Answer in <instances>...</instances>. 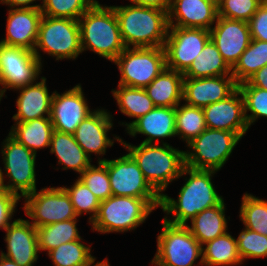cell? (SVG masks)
Listing matches in <instances>:
<instances>
[{"label": "cell", "mask_w": 267, "mask_h": 266, "mask_svg": "<svg viewBox=\"0 0 267 266\" xmlns=\"http://www.w3.org/2000/svg\"><path fill=\"white\" fill-rule=\"evenodd\" d=\"M202 245L186 225H174L163 219L157 236V253L151 261L155 266H203ZM197 259L200 262L197 263Z\"/></svg>", "instance_id": "8"}, {"label": "cell", "mask_w": 267, "mask_h": 266, "mask_svg": "<svg viewBox=\"0 0 267 266\" xmlns=\"http://www.w3.org/2000/svg\"><path fill=\"white\" fill-rule=\"evenodd\" d=\"M50 153L55 154L62 170L71 169L81 174L92 162L82 147L76 142L73 134L54 130L51 136Z\"/></svg>", "instance_id": "26"}, {"label": "cell", "mask_w": 267, "mask_h": 266, "mask_svg": "<svg viewBox=\"0 0 267 266\" xmlns=\"http://www.w3.org/2000/svg\"><path fill=\"white\" fill-rule=\"evenodd\" d=\"M121 125H125L127 133L133 137L136 134L146 135V139L142 143L155 144L157 141L161 144H168L159 140L176 136L175 107L156 106L137 120L126 124L122 122Z\"/></svg>", "instance_id": "23"}, {"label": "cell", "mask_w": 267, "mask_h": 266, "mask_svg": "<svg viewBox=\"0 0 267 266\" xmlns=\"http://www.w3.org/2000/svg\"><path fill=\"white\" fill-rule=\"evenodd\" d=\"M201 259L203 266H237L243 264L238 253L236 238L228 232L203 244Z\"/></svg>", "instance_id": "30"}, {"label": "cell", "mask_w": 267, "mask_h": 266, "mask_svg": "<svg viewBox=\"0 0 267 266\" xmlns=\"http://www.w3.org/2000/svg\"><path fill=\"white\" fill-rule=\"evenodd\" d=\"M89 266H110L108 259H104L103 261H98L95 264V260Z\"/></svg>", "instance_id": "49"}, {"label": "cell", "mask_w": 267, "mask_h": 266, "mask_svg": "<svg viewBox=\"0 0 267 266\" xmlns=\"http://www.w3.org/2000/svg\"><path fill=\"white\" fill-rule=\"evenodd\" d=\"M111 92L121 113L135 120L156 107L144 88L118 85V89Z\"/></svg>", "instance_id": "31"}, {"label": "cell", "mask_w": 267, "mask_h": 266, "mask_svg": "<svg viewBox=\"0 0 267 266\" xmlns=\"http://www.w3.org/2000/svg\"><path fill=\"white\" fill-rule=\"evenodd\" d=\"M131 3L145 6V7H155L168 12L172 0H129Z\"/></svg>", "instance_id": "46"}, {"label": "cell", "mask_w": 267, "mask_h": 266, "mask_svg": "<svg viewBox=\"0 0 267 266\" xmlns=\"http://www.w3.org/2000/svg\"><path fill=\"white\" fill-rule=\"evenodd\" d=\"M225 205L223 199L218 205L205 209L193 217L190 220L191 226L186 224V227L201 245L227 232L228 221L225 216Z\"/></svg>", "instance_id": "27"}, {"label": "cell", "mask_w": 267, "mask_h": 266, "mask_svg": "<svg viewBox=\"0 0 267 266\" xmlns=\"http://www.w3.org/2000/svg\"><path fill=\"white\" fill-rule=\"evenodd\" d=\"M7 253L1 255L15 261L19 266H34L38 259V235L36 227L22 218L14 221L5 229Z\"/></svg>", "instance_id": "20"}, {"label": "cell", "mask_w": 267, "mask_h": 266, "mask_svg": "<svg viewBox=\"0 0 267 266\" xmlns=\"http://www.w3.org/2000/svg\"><path fill=\"white\" fill-rule=\"evenodd\" d=\"M112 115L107 110L95 109L89 114L76 128L74 138L82 147L87 156L91 159V154L99 155L98 162H104L100 156L106 153L107 147H112L114 140L121 143L122 138L119 136L108 137V132L113 128Z\"/></svg>", "instance_id": "15"}, {"label": "cell", "mask_w": 267, "mask_h": 266, "mask_svg": "<svg viewBox=\"0 0 267 266\" xmlns=\"http://www.w3.org/2000/svg\"><path fill=\"white\" fill-rule=\"evenodd\" d=\"M236 242L242 262L248 258H267V236L244 228Z\"/></svg>", "instance_id": "41"}, {"label": "cell", "mask_w": 267, "mask_h": 266, "mask_svg": "<svg viewBox=\"0 0 267 266\" xmlns=\"http://www.w3.org/2000/svg\"><path fill=\"white\" fill-rule=\"evenodd\" d=\"M240 140L237 133L206 128L187 143L192 150L184 151L185 166L197 170L219 171Z\"/></svg>", "instance_id": "7"}, {"label": "cell", "mask_w": 267, "mask_h": 266, "mask_svg": "<svg viewBox=\"0 0 267 266\" xmlns=\"http://www.w3.org/2000/svg\"><path fill=\"white\" fill-rule=\"evenodd\" d=\"M41 9L10 8L8 10L6 37L0 43L33 51L38 38Z\"/></svg>", "instance_id": "22"}, {"label": "cell", "mask_w": 267, "mask_h": 266, "mask_svg": "<svg viewBox=\"0 0 267 266\" xmlns=\"http://www.w3.org/2000/svg\"><path fill=\"white\" fill-rule=\"evenodd\" d=\"M210 29L211 40L232 68L251 41L249 24L243 20H231L218 16Z\"/></svg>", "instance_id": "17"}, {"label": "cell", "mask_w": 267, "mask_h": 266, "mask_svg": "<svg viewBox=\"0 0 267 266\" xmlns=\"http://www.w3.org/2000/svg\"><path fill=\"white\" fill-rule=\"evenodd\" d=\"M41 81L17 88L19 96L16 99L17 113L13 115L15 122L50 117L53 93L50 95L46 85V78Z\"/></svg>", "instance_id": "24"}, {"label": "cell", "mask_w": 267, "mask_h": 266, "mask_svg": "<svg viewBox=\"0 0 267 266\" xmlns=\"http://www.w3.org/2000/svg\"><path fill=\"white\" fill-rule=\"evenodd\" d=\"M176 136L189 143L198 137L207 127L203 108L178 104L175 107Z\"/></svg>", "instance_id": "34"}, {"label": "cell", "mask_w": 267, "mask_h": 266, "mask_svg": "<svg viewBox=\"0 0 267 266\" xmlns=\"http://www.w3.org/2000/svg\"><path fill=\"white\" fill-rule=\"evenodd\" d=\"M238 84L232 75L184 78L183 100L187 105L204 108L230 96Z\"/></svg>", "instance_id": "19"}, {"label": "cell", "mask_w": 267, "mask_h": 266, "mask_svg": "<svg viewBox=\"0 0 267 266\" xmlns=\"http://www.w3.org/2000/svg\"><path fill=\"white\" fill-rule=\"evenodd\" d=\"M240 221L245 228L267 236V201L245 193L240 206Z\"/></svg>", "instance_id": "36"}, {"label": "cell", "mask_w": 267, "mask_h": 266, "mask_svg": "<svg viewBox=\"0 0 267 266\" xmlns=\"http://www.w3.org/2000/svg\"><path fill=\"white\" fill-rule=\"evenodd\" d=\"M264 0H217L218 16L248 22Z\"/></svg>", "instance_id": "42"}, {"label": "cell", "mask_w": 267, "mask_h": 266, "mask_svg": "<svg viewBox=\"0 0 267 266\" xmlns=\"http://www.w3.org/2000/svg\"><path fill=\"white\" fill-rule=\"evenodd\" d=\"M183 73L165 68L144 89L155 106L176 107L183 100Z\"/></svg>", "instance_id": "25"}, {"label": "cell", "mask_w": 267, "mask_h": 266, "mask_svg": "<svg viewBox=\"0 0 267 266\" xmlns=\"http://www.w3.org/2000/svg\"><path fill=\"white\" fill-rule=\"evenodd\" d=\"M4 181H5L4 173L2 168L0 167V190L4 189Z\"/></svg>", "instance_id": "50"}, {"label": "cell", "mask_w": 267, "mask_h": 266, "mask_svg": "<svg viewBox=\"0 0 267 266\" xmlns=\"http://www.w3.org/2000/svg\"><path fill=\"white\" fill-rule=\"evenodd\" d=\"M210 39V30L169 26L164 45L166 68L184 73Z\"/></svg>", "instance_id": "13"}, {"label": "cell", "mask_w": 267, "mask_h": 266, "mask_svg": "<svg viewBox=\"0 0 267 266\" xmlns=\"http://www.w3.org/2000/svg\"><path fill=\"white\" fill-rule=\"evenodd\" d=\"M41 70L42 62L33 51L0 43V98L7 89L35 83Z\"/></svg>", "instance_id": "12"}, {"label": "cell", "mask_w": 267, "mask_h": 266, "mask_svg": "<svg viewBox=\"0 0 267 266\" xmlns=\"http://www.w3.org/2000/svg\"><path fill=\"white\" fill-rule=\"evenodd\" d=\"M82 240L66 242L48 252L54 266H89L96 260L90 246H86Z\"/></svg>", "instance_id": "35"}, {"label": "cell", "mask_w": 267, "mask_h": 266, "mask_svg": "<svg viewBox=\"0 0 267 266\" xmlns=\"http://www.w3.org/2000/svg\"><path fill=\"white\" fill-rule=\"evenodd\" d=\"M238 86H254L267 90V65L255 72L245 82L238 84Z\"/></svg>", "instance_id": "45"}, {"label": "cell", "mask_w": 267, "mask_h": 266, "mask_svg": "<svg viewBox=\"0 0 267 266\" xmlns=\"http://www.w3.org/2000/svg\"><path fill=\"white\" fill-rule=\"evenodd\" d=\"M81 84L61 93L53 92L50 120L54 130L74 134L79 124L93 111L85 99Z\"/></svg>", "instance_id": "16"}, {"label": "cell", "mask_w": 267, "mask_h": 266, "mask_svg": "<svg viewBox=\"0 0 267 266\" xmlns=\"http://www.w3.org/2000/svg\"><path fill=\"white\" fill-rule=\"evenodd\" d=\"M39 50L55 57L58 61L62 59L75 60L82 53L79 21L43 15L33 50L41 62L42 57Z\"/></svg>", "instance_id": "6"}, {"label": "cell", "mask_w": 267, "mask_h": 266, "mask_svg": "<svg viewBox=\"0 0 267 266\" xmlns=\"http://www.w3.org/2000/svg\"><path fill=\"white\" fill-rule=\"evenodd\" d=\"M265 65H267V42L251 39L247 49L232 67V76L235 82L240 84Z\"/></svg>", "instance_id": "33"}, {"label": "cell", "mask_w": 267, "mask_h": 266, "mask_svg": "<svg viewBox=\"0 0 267 266\" xmlns=\"http://www.w3.org/2000/svg\"><path fill=\"white\" fill-rule=\"evenodd\" d=\"M217 17V0H172L168 10L169 26L210 30Z\"/></svg>", "instance_id": "21"}, {"label": "cell", "mask_w": 267, "mask_h": 266, "mask_svg": "<svg viewBox=\"0 0 267 266\" xmlns=\"http://www.w3.org/2000/svg\"><path fill=\"white\" fill-rule=\"evenodd\" d=\"M77 219L64 220L61 222L37 227L38 249L40 251L50 252L61 244L80 240Z\"/></svg>", "instance_id": "32"}, {"label": "cell", "mask_w": 267, "mask_h": 266, "mask_svg": "<svg viewBox=\"0 0 267 266\" xmlns=\"http://www.w3.org/2000/svg\"><path fill=\"white\" fill-rule=\"evenodd\" d=\"M203 113L207 128L234 132L241 138L249 130L244 98L238 88L226 99L204 107Z\"/></svg>", "instance_id": "18"}, {"label": "cell", "mask_w": 267, "mask_h": 266, "mask_svg": "<svg viewBox=\"0 0 267 266\" xmlns=\"http://www.w3.org/2000/svg\"><path fill=\"white\" fill-rule=\"evenodd\" d=\"M248 24L251 39L267 42V0L258 7Z\"/></svg>", "instance_id": "43"}, {"label": "cell", "mask_w": 267, "mask_h": 266, "mask_svg": "<svg viewBox=\"0 0 267 266\" xmlns=\"http://www.w3.org/2000/svg\"><path fill=\"white\" fill-rule=\"evenodd\" d=\"M53 131L50 117H44L27 122H15L9 134L27 149L37 154L38 149L50 146Z\"/></svg>", "instance_id": "28"}, {"label": "cell", "mask_w": 267, "mask_h": 266, "mask_svg": "<svg viewBox=\"0 0 267 266\" xmlns=\"http://www.w3.org/2000/svg\"><path fill=\"white\" fill-rule=\"evenodd\" d=\"M1 147L4 173L10 178L7 184L4 183V188L20 199L33 193L36 190V154L10 134L3 140Z\"/></svg>", "instance_id": "10"}, {"label": "cell", "mask_w": 267, "mask_h": 266, "mask_svg": "<svg viewBox=\"0 0 267 266\" xmlns=\"http://www.w3.org/2000/svg\"><path fill=\"white\" fill-rule=\"evenodd\" d=\"M68 195L70 196L74 210L79 217L83 213L91 214L89 217V223L95 219L99 206L100 200L89 190V188L79 178L76 179L75 183L69 188L62 186Z\"/></svg>", "instance_id": "38"}, {"label": "cell", "mask_w": 267, "mask_h": 266, "mask_svg": "<svg viewBox=\"0 0 267 266\" xmlns=\"http://www.w3.org/2000/svg\"><path fill=\"white\" fill-rule=\"evenodd\" d=\"M216 172L185 166L180 177L189 175V178H184L186 182L178 193V199L167 194L161 196L160 207L166 214L164 220L174 225H186L203 210L218 205L224 198L217 193L212 182ZM171 214L172 217L167 216Z\"/></svg>", "instance_id": "1"}, {"label": "cell", "mask_w": 267, "mask_h": 266, "mask_svg": "<svg viewBox=\"0 0 267 266\" xmlns=\"http://www.w3.org/2000/svg\"><path fill=\"white\" fill-rule=\"evenodd\" d=\"M232 75V68L227 64L215 43L210 39L190 67L183 73L184 78H205Z\"/></svg>", "instance_id": "29"}, {"label": "cell", "mask_w": 267, "mask_h": 266, "mask_svg": "<svg viewBox=\"0 0 267 266\" xmlns=\"http://www.w3.org/2000/svg\"><path fill=\"white\" fill-rule=\"evenodd\" d=\"M112 7L126 48L164 47L169 31L167 11L133 3Z\"/></svg>", "instance_id": "2"}, {"label": "cell", "mask_w": 267, "mask_h": 266, "mask_svg": "<svg viewBox=\"0 0 267 266\" xmlns=\"http://www.w3.org/2000/svg\"><path fill=\"white\" fill-rule=\"evenodd\" d=\"M0 266H19L15 261H12L0 254Z\"/></svg>", "instance_id": "48"}, {"label": "cell", "mask_w": 267, "mask_h": 266, "mask_svg": "<svg viewBox=\"0 0 267 266\" xmlns=\"http://www.w3.org/2000/svg\"><path fill=\"white\" fill-rule=\"evenodd\" d=\"M78 21L82 53L90 50L113 62L126 48L112 6L96 1Z\"/></svg>", "instance_id": "4"}, {"label": "cell", "mask_w": 267, "mask_h": 266, "mask_svg": "<svg viewBox=\"0 0 267 266\" xmlns=\"http://www.w3.org/2000/svg\"><path fill=\"white\" fill-rule=\"evenodd\" d=\"M238 89L244 98L245 117L249 128L258 118H267V90L254 86H238Z\"/></svg>", "instance_id": "40"}, {"label": "cell", "mask_w": 267, "mask_h": 266, "mask_svg": "<svg viewBox=\"0 0 267 266\" xmlns=\"http://www.w3.org/2000/svg\"><path fill=\"white\" fill-rule=\"evenodd\" d=\"M36 0H1L0 4H6L10 8H36V9H41L42 4H33ZM43 2V0H42Z\"/></svg>", "instance_id": "47"}, {"label": "cell", "mask_w": 267, "mask_h": 266, "mask_svg": "<svg viewBox=\"0 0 267 266\" xmlns=\"http://www.w3.org/2000/svg\"><path fill=\"white\" fill-rule=\"evenodd\" d=\"M97 164L98 166L91 164L78 178L101 202L112 196V191L107 167L102 162Z\"/></svg>", "instance_id": "39"}, {"label": "cell", "mask_w": 267, "mask_h": 266, "mask_svg": "<svg viewBox=\"0 0 267 266\" xmlns=\"http://www.w3.org/2000/svg\"><path fill=\"white\" fill-rule=\"evenodd\" d=\"M97 0H43L41 12L44 16L69 18L79 20V18Z\"/></svg>", "instance_id": "37"}, {"label": "cell", "mask_w": 267, "mask_h": 266, "mask_svg": "<svg viewBox=\"0 0 267 266\" xmlns=\"http://www.w3.org/2000/svg\"><path fill=\"white\" fill-rule=\"evenodd\" d=\"M113 62L121 73L118 85L145 88L166 68V54L164 47H131Z\"/></svg>", "instance_id": "9"}, {"label": "cell", "mask_w": 267, "mask_h": 266, "mask_svg": "<svg viewBox=\"0 0 267 266\" xmlns=\"http://www.w3.org/2000/svg\"><path fill=\"white\" fill-rule=\"evenodd\" d=\"M160 204L161 199L112 195L101 201L92 230L103 234L135 230Z\"/></svg>", "instance_id": "5"}, {"label": "cell", "mask_w": 267, "mask_h": 266, "mask_svg": "<svg viewBox=\"0 0 267 266\" xmlns=\"http://www.w3.org/2000/svg\"><path fill=\"white\" fill-rule=\"evenodd\" d=\"M24 199L22 208L36 228L78 217L63 187H44L39 192L36 189Z\"/></svg>", "instance_id": "11"}, {"label": "cell", "mask_w": 267, "mask_h": 266, "mask_svg": "<svg viewBox=\"0 0 267 266\" xmlns=\"http://www.w3.org/2000/svg\"><path fill=\"white\" fill-rule=\"evenodd\" d=\"M135 160L150 186L162 196L169 183L180 178L185 167L184 151L170 144L120 143Z\"/></svg>", "instance_id": "3"}, {"label": "cell", "mask_w": 267, "mask_h": 266, "mask_svg": "<svg viewBox=\"0 0 267 266\" xmlns=\"http://www.w3.org/2000/svg\"><path fill=\"white\" fill-rule=\"evenodd\" d=\"M102 163L107 167L113 196L161 199L128 153L117 159H106Z\"/></svg>", "instance_id": "14"}, {"label": "cell", "mask_w": 267, "mask_h": 266, "mask_svg": "<svg viewBox=\"0 0 267 266\" xmlns=\"http://www.w3.org/2000/svg\"><path fill=\"white\" fill-rule=\"evenodd\" d=\"M19 200L20 197L5 188L0 190V229L5 230L12 223V216Z\"/></svg>", "instance_id": "44"}]
</instances>
